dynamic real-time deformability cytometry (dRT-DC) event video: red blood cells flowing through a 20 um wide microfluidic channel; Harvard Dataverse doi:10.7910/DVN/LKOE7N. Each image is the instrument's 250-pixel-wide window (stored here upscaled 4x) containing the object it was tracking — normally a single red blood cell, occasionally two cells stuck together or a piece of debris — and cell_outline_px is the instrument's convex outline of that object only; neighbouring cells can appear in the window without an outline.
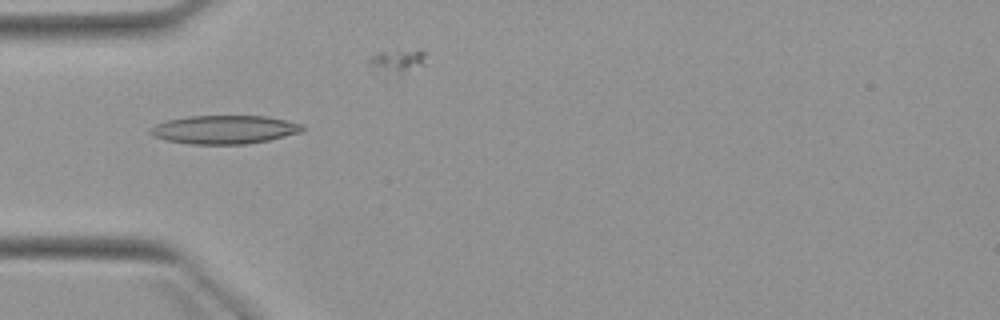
{"species": "Egyptian fruit bat (a non-hibernating species)", "species_latin": "Rousettus aegyptiacus", "temperature_condition": "warm", "stored_images_in_passage": 7, "camera_frame_rate_fps": 3000, "um_per_image_px": 0.085, "animal": {"sex": "female"}, "frame": {"image": 1, "passage_image": 5, "time_ms": 5.0, "image_size_px": [1000, 320], "cell_outline_px": [[304, 128], [300, 132], [268, 140], [244, 144], [192, 144], [168, 140], [152, 136], [148, 132], [148, 128], [156, 124], [168, 120], [188, 116], [264, 116], [304, 124]], "centroid_in_image_um": [19.03, 11.01], "position_along_channel_um": 66.0, "area_um2": 25.09}}
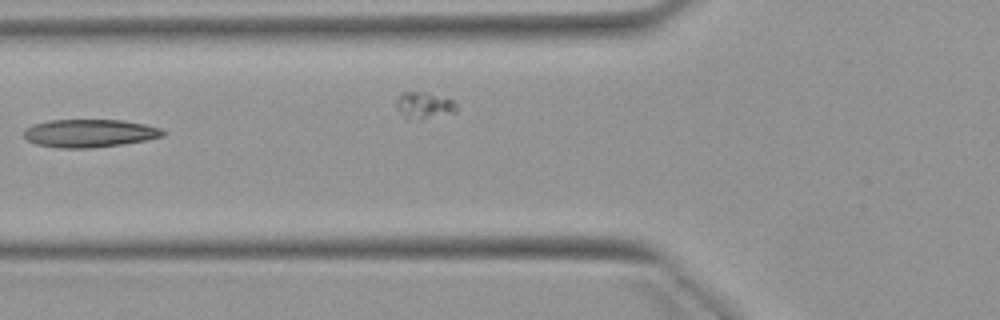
{"frame": {"image": 2, "passage_image": 6, "time_ms": 6.333, "image_size_px": [1000, 320], "cell_outline_px": [[164, 136], [148, 140], [124, 144], [92, 148], [60, 148], [36, 144], [28, 140], [24, 136], [24, 128], [32, 124], [48, 120], [124, 120], [144, 124], [160, 128], [164, 132]], "centroid_in_image_um": [7.6, 11.32], "position_along_channel_um": 118.2, "area_um2": 22.83}}